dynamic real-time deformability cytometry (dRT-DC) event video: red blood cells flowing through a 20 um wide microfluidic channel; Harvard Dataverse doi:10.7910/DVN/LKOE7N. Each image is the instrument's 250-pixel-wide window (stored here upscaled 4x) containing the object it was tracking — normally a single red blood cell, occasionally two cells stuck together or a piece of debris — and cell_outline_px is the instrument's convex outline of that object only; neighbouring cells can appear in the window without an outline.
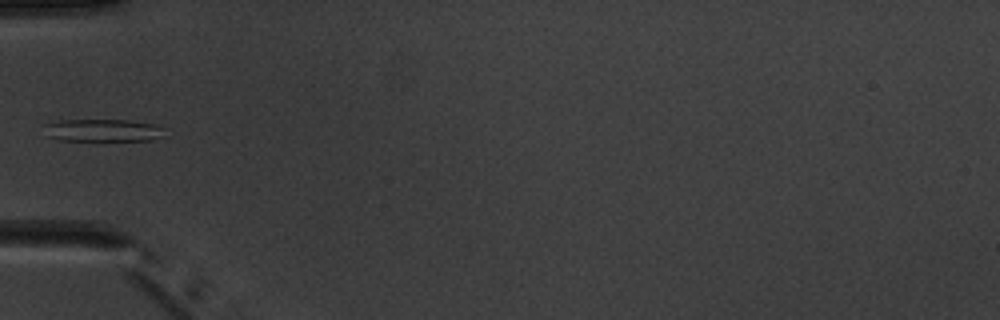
{"species": "common noctule bat (a hibernating species)", "species_latin": "Nyctalus noctula", "temperature_condition": "warm", "stored_images_in_passage": 7, "camera_frame_rate_fps": 3000, "um_per_image_px": 0.085, "animal": {"sex": "male", "body_mass_g": 20.1, "forearm_length_mm": 53.5}, "frame": {"image": 1, "passage_image": 5, "time_ms": 5.667, "image_size_px": [1000, 320], "cell_outline_px": [[168, 128], [164, 136], [152, 140], [60, 140], [44, 136], [44, 124], [60, 120], [128, 120], [152, 124]], "centroid_in_image_um": [8.75, 11.08], "position_along_channel_um": 76.2, "area_um2": 16.01}}
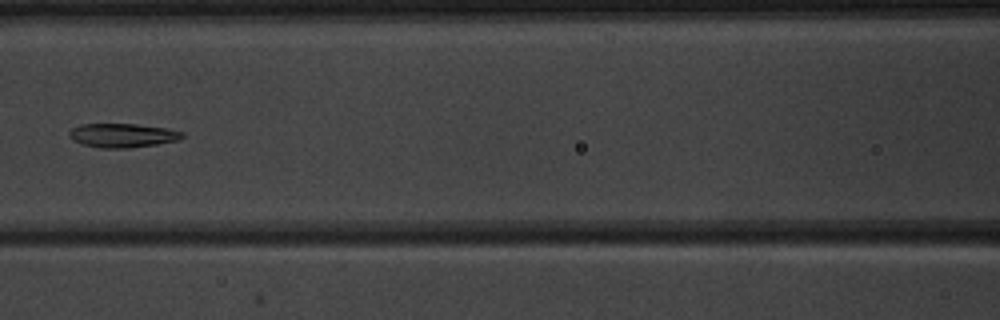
{"frame": {"image": 2, "passage_image": 7, "time_ms": 7.667, "image_size_px": [1000, 320], "cell_outline_px": [[184, 136], [180, 140], [156, 144], [128, 148], [100, 148], [80, 144], [72, 140], [68, 136], [68, 132], [72, 128], [80, 124], [136, 124], [168, 128], [184, 132]], "centroid_in_image_um": [10.4, 11.51], "position_along_channel_um": 156.2, "area_um2": 16.01}}